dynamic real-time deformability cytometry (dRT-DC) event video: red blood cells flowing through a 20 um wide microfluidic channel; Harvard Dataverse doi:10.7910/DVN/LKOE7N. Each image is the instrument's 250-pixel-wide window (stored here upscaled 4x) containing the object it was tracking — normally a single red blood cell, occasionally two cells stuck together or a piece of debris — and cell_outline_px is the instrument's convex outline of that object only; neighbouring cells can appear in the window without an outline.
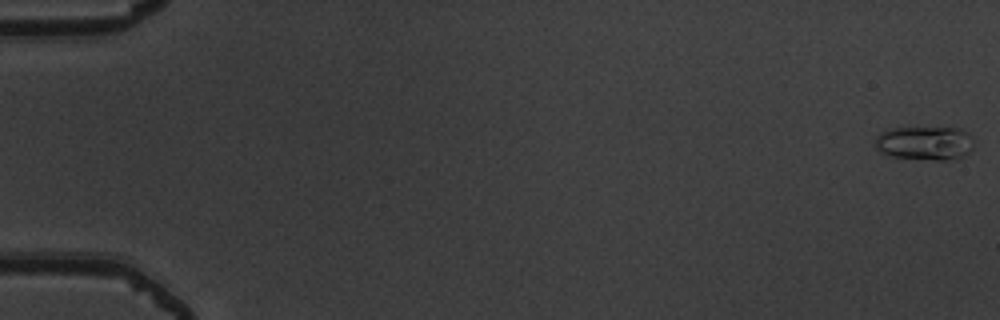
{"species": "common noctule bat (a hibernating species)", "species_latin": "Nyctalus noctula", "temperature_condition": "warm", "stored_images_in_passage": 54, "camera_frame_rate_fps": 3000, "um_per_image_px": 0.085, "animal": {"sex": "male", "body_mass_g": 19.5, "forearm_length_mm": 54.6}, "frame": {"image": 1, "passage_image": 1, "time_ms": 0.0, "image_size_px": [1000, 320], "cell_outline_px": [[976, 140], [972, 148], [964, 156], [952, 160], [936, 160], [892, 156], [880, 152], [876, 148], [876, 136], [880, 132], [888, 128], [960, 128], [968, 132]], "centroid_in_image_um": [78.65, 12.15], "position_along_channel_um": 6.3, "area_um2": 19.71}}
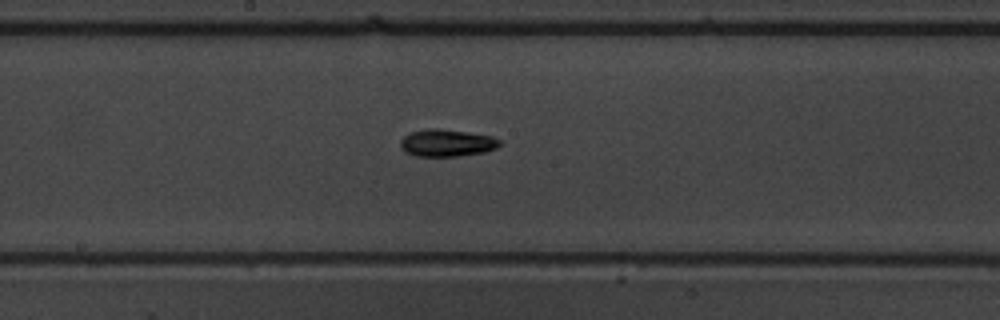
{"frame": {"image": 2, "passage_image": 30, "time_ms": 9.667, "image_size_px": [1000, 320], "cell_outline_px": [[504, 144], [496, 148], [484, 152], [460, 156], [416, 156], [404, 152], [400, 148], [400, 140], [408, 132], [428, 128], [440, 128], [492, 136], [500, 140]], "centroid_in_image_um": [37.96, 12.14], "position_along_channel_um": 210.2, "area_um2": 16.01}}
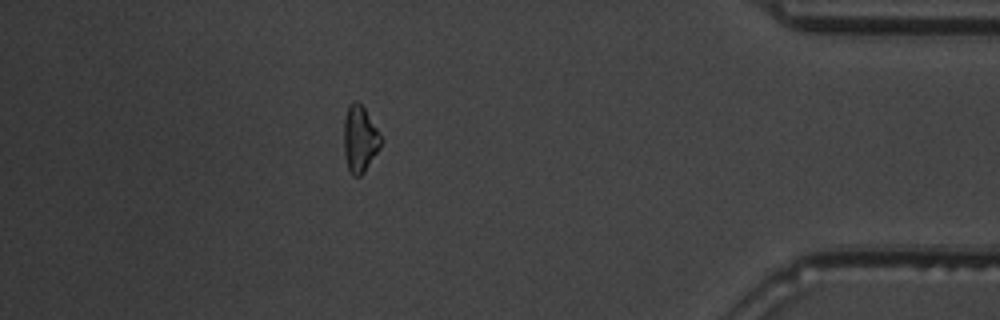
{"frame": {"image": 3, "passage_image": 48, "time_ms": 15.667, "image_size_px": [1000, 320], "cell_outline_px": [[384, 140], [380, 148], [364, 172], [360, 176], [352, 176], [348, 168], [344, 152], [344, 120], [348, 104], [352, 100], [356, 100], [364, 108], [380, 132]], "centroid_in_image_um": [30.6, 11.79], "position_along_channel_um": 404.6, "area_um2": 14.57}, "authors_computed_cell_mechanics": {"area_um2": 14.7968, "velocity_mm_per_s": 3.8868, "shape_relaxation_time_tau1_ms": 3.2653, "shape_relaxation_time_tau2_ms": 10.5494, "deformation_change_tau1": 0.1454, "deformation_change_tau2": 0.2349}}